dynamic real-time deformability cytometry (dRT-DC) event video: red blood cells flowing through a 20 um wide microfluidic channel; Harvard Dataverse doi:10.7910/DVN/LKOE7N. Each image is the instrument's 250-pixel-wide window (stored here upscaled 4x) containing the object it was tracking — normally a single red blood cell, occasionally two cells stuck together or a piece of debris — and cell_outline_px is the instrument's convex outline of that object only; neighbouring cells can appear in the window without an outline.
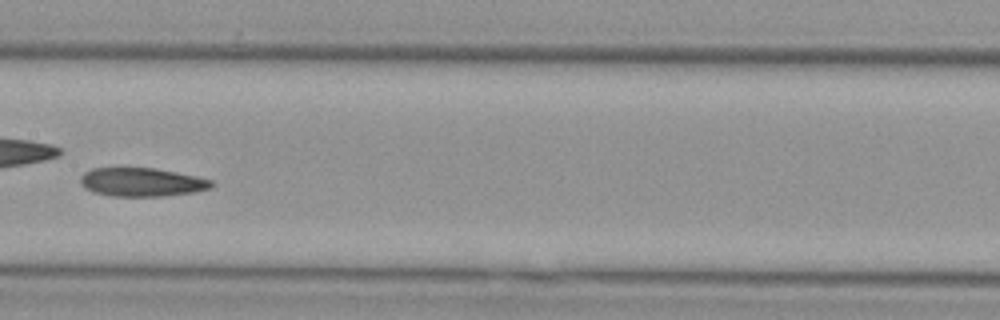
{"species": "Egyptian fruit bat (a non-hibernating species)", "species_latin": "Rousettus aegyptiacus", "temperature_condition": "cold", "stored_images_in_passage": 38, "camera_frame_rate_fps": 3000, "um_per_image_px": 0.085, "animal": {"sex": "female"}, "frame": {"image": 1, "passage_image": 17, "time_ms": 5.333, "image_size_px": [1000, 320], "cell_outline_px": [[216, 184], [208, 188], [192, 192], [164, 196], [112, 196], [92, 192], [84, 188], [80, 184], [80, 176], [84, 172], [92, 168], [116, 164], [156, 168], [196, 176], [212, 180]], "centroid_in_image_um": [11.94, 15.42], "position_along_channel_um": 195.5, "area_um2": 22.83}}